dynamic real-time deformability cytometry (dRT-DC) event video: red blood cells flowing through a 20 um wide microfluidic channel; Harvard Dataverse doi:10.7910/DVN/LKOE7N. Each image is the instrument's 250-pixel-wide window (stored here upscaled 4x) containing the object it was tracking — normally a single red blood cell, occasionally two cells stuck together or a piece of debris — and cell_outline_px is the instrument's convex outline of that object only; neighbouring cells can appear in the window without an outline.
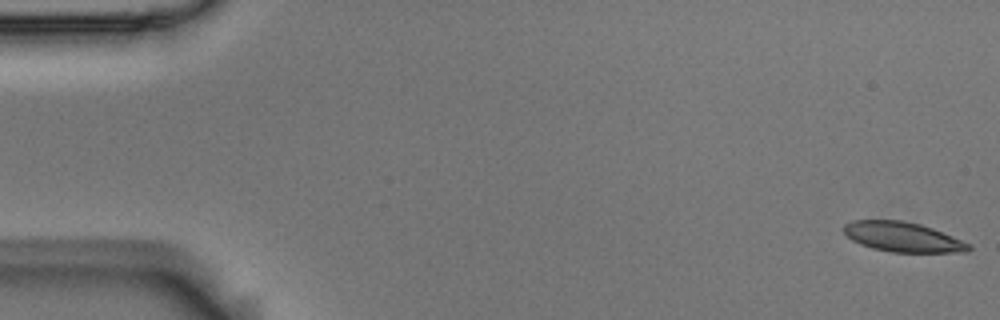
{"species": "Egyptian fruit bat (a non-hibernating species)", "species_latin": "Rousettus aegyptiacus", "temperature_condition": "room temperature", "stored_images_in_passage": 5, "camera_frame_rate_fps": 3000, "um_per_image_px": 0.085, "animal": {"sex": "male"}, "frame": {"image": 1, "passage_image": 1, "time_ms": 0.0, "image_size_px": [1000, 320], "cell_outline_px": [[972, 248], [968, 252], [892, 252], [872, 248], [860, 244], [852, 240], [844, 232], [844, 224], [852, 220], [900, 220], [920, 224], [932, 228], [952, 236], [968, 244]], "centroid_in_image_um": [76.71, 20.14], "position_along_channel_um": 8.3, "area_um2": 21.5}}